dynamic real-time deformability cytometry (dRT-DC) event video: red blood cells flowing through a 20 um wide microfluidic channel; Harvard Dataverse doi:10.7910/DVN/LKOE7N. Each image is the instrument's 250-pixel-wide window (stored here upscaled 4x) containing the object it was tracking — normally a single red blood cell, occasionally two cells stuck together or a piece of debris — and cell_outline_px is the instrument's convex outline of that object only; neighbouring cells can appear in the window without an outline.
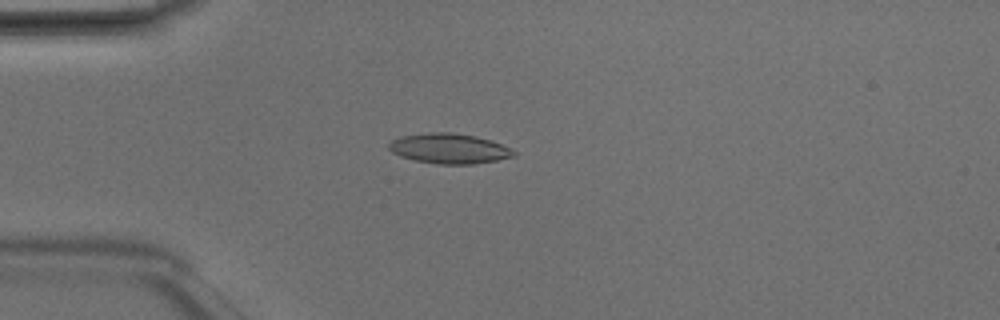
{"species": "Egyptian fruit bat (a non-hibernating species)", "species_latin": "Rousettus aegyptiacus", "temperature_condition": "room temperature", "stored_images_in_passage": 6, "camera_frame_rate_fps": 3000, "um_per_image_px": 0.085, "animal": {"sex": "male"}, "frame": {"image": 1, "passage_image": 4, "time_ms": 1.0, "image_size_px": [1000, 320], "cell_outline_px": [[516, 156], [496, 160], [472, 164], [440, 164], [416, 160], [400, 156], [392, 152], [388, 148], [388, 144], [392, 140], [400, 136], [432, 132], [452, 132], [476, 136], [500, 144], [516, 152]], "centroid_in_image_um": [38.15, 12.62], "position_along_channel_um": 46.8, "area_um2": 21.68}}